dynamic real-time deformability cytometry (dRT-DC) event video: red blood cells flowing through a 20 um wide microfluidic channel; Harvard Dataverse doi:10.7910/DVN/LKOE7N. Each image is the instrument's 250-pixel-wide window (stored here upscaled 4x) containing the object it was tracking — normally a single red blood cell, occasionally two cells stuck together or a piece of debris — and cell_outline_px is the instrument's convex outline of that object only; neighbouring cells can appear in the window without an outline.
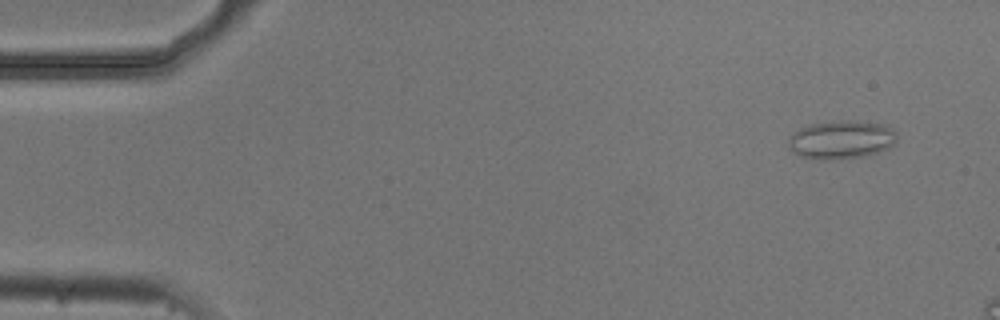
{"species": "common noctule bat (a hibernating species)", "species_latin": "Nyctalus noctula", "temperature_condition": "cold", "stored_images_in_passage": 5, "camera_frame_rate_fps": 3000, "um_per_image_px": 0.085, "animal": {"sex": "male", "body_mass_g": 20.5, "forearm_length_mm": 52.5}, "frame": {"image": 1, "passage_image": 1, "time_ms": 0.0, "image_size_px": [1000, 320], "cell_outline_px": [[896, 144], [888, 148], [864, 156], [832, 160], [816, 160], [800, 156], [792, 152], [788, 148], [788, 140], [800, 128], [808, 124], [848, 120], [880, 124], [892, 128], [896, 132]], "centroid_in_image_um": [71.49, 11.89], "position_along_channel_um": 13.5, "area_um2": 24.28}}